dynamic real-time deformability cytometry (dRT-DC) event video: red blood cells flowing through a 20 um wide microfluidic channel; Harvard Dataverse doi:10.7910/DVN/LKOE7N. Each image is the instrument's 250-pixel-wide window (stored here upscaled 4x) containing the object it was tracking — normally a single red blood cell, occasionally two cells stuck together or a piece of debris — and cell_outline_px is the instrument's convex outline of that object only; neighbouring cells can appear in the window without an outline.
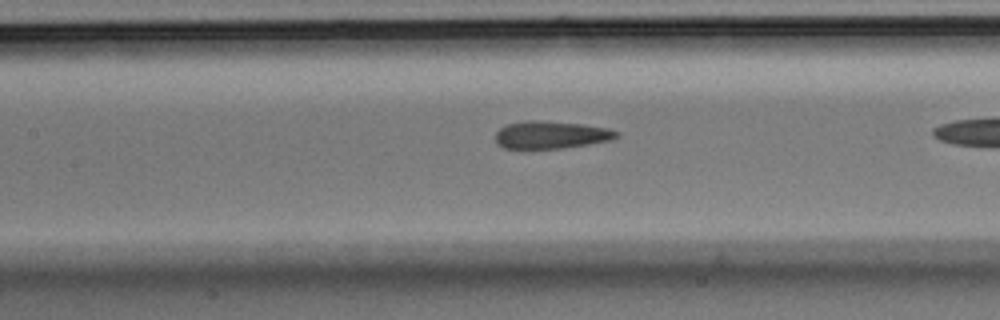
{"species": "Egyptian fruit bat (a non-hibernating species)", "species_latin": "Rousettus aegyptiacus", "temperature_condition": "room temperature", "stored_images_in_passage": 39, "camera_frame_rate_fps": 3000, "um_per_image_px": 0.085, "animal": {"sex": "male"}, "frame": {"image": 1, "passage_image": 21, "time_ms": 6.667, "image_size_px": [1000, 320], "cell_outline_px": [[620, 136], [612, 140], [564, 148], [504, 148], [496, 144], [496, 132], [500, 128], [508, 124], [528, 120], [540, 120], [580, 124], [608, 128], [620, 132]], "centroid_in_image_um": [46.86, 11.46], "position_along_channel_um": 160.5, "area_um2": 19.42}}
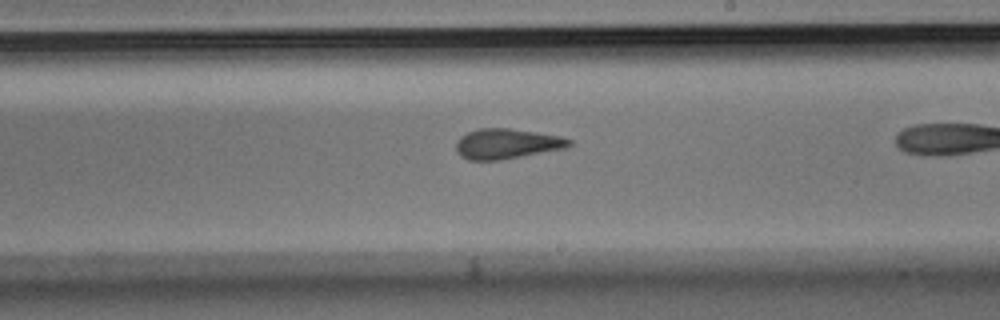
{"frame": {"image": 2, "passage_image": 28, "time_ms": 9.0, "image_size_px": [1000, 320], "cell_outline_px": [[572, 144], [568, 148], [500, 160], [468, 160], [460, 156], [456, 152], [456, 140], [460, 136], [468, 132], [480, 128], [508, 128], [560, 136], [572, 140]], "centroid_in_image_um": [43.07, 12.23], "position_along_channel_um": 245.9, "area_um2": 20.0}}
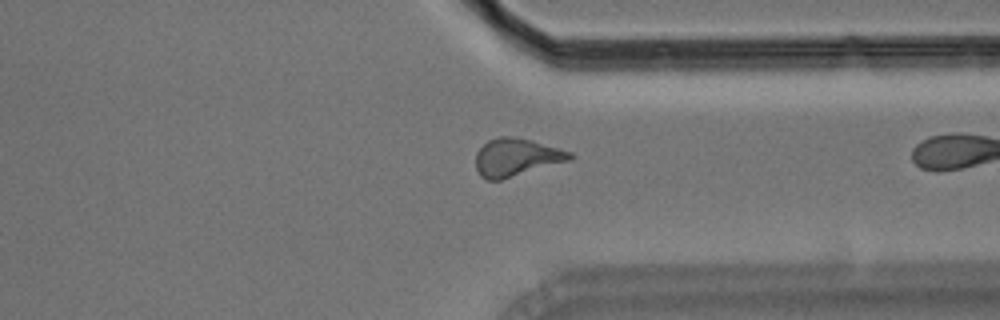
{"frame": {"image": 3, "passage_image": 38, "time_ms": 12.333, "image_size_px": [1000, 320], "cell_outline_px": [[576, 156], [572, 160], [500, 180], [488, 180], [480, 176], [476, 168], [476, 152], [488, 140], [500, 136], [516, 136], [532, 140], [572, 152]], "centroid_in_image_um": [43.92, 13.36], "position_along_channel_um": 367.5, "area_um2": 20.92}}